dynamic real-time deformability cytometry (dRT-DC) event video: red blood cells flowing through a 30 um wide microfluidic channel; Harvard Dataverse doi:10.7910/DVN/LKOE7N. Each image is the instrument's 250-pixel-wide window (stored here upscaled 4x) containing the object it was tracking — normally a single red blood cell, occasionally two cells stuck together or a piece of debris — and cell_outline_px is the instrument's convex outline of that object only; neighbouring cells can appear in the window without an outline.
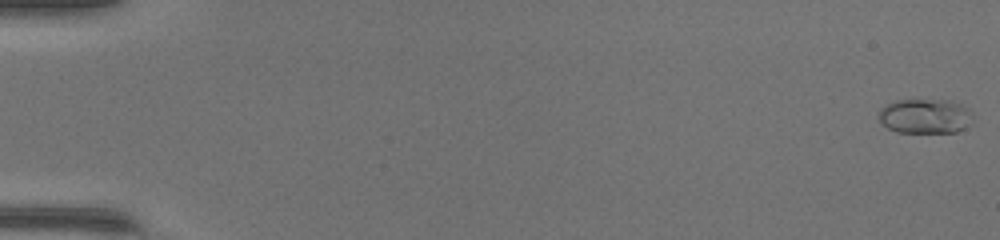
{"species": "common noctule bat (a hibernating species)", "species_latin": "Nyctalus noctula", "temperature_condition": "warm", "stored_images_in_passage": 50, "camera_frame_rate_fps": 3000, "um_per_image_px": 0.085, "animal": {"sex": "female", "body_mass_g": 17.0, "forearm_length_mm": 48.0}, "frame": {"image": 1, "passage_image": 1, "time_ms": 0.0, "image_size_px": [1000, 240], "cell_outline_px": [[972, 124], [956, 132], [896, 132], [888, 128], [876, 116], [880, 108], [884, 104], [896, 100], [952, 100], [968, 108], [972, 112]], "centroid_in_image_um": [78.63, 9.86], "position_along_channel_um": 6.4, "area_um2": 19.31}}
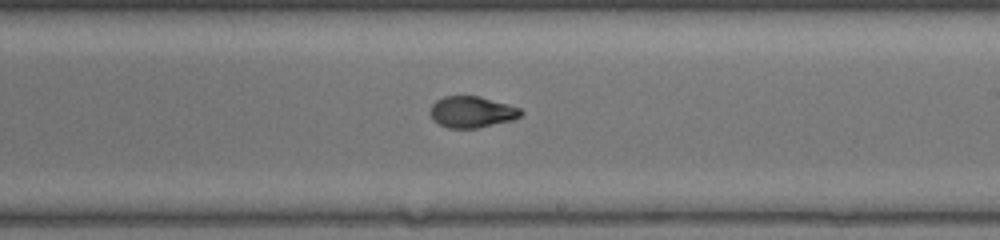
{"frame": {"image": 2, "passage_image": 31, "time_ms": 10.0, "image_size_px": [1000, 240], "cell_outline_px": [[524, 112], [520, 116], [512, 120], [476, 128], [448, 128], [432, 120], [432, 104], [436, 100], [444, 96], [480, 96], [508, 104], [520, 108]], "centroid_in_image_um": [40.12, 9.51], "position_along_channel_um": 248.9, "area_um2": 16.42}}
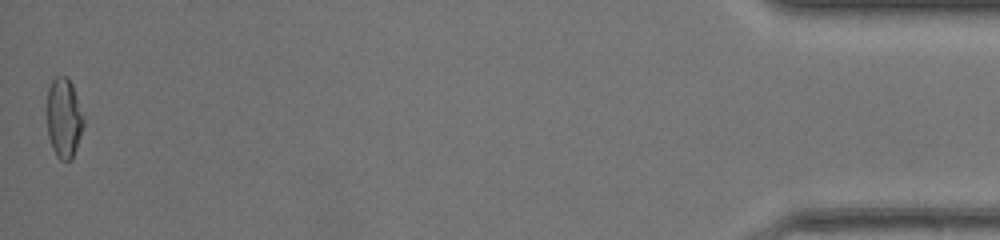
{"frame": {"image": 3, "passage_image": 50, "time_ms": 16.333, "image_size_px": [1000, 240], "cell_outline_px": [[84, 124], [72, 160], [60, 160], [56, 156], [52, 148], [48, 136], [48, 88], [52, 80], [56, 76], [64, 76], [72, 84], [84, 120]], "centroid_in_image_um": [5.42, 10.06], "position_along_channel_um": 429.8, "area_um2": 16.7}, "authors_computed_cell_mechanics": {"area_um2": 16.8198, "velocity_mm_per_s": 4.2962, "shape_relaxation_time_tau1_ms": 5.9512, "shape_relaxation_time_tau2_ms": 1.4423, "deformation_change_tau1": 0.2678, "deformation_change_tau2": 0.0533}}